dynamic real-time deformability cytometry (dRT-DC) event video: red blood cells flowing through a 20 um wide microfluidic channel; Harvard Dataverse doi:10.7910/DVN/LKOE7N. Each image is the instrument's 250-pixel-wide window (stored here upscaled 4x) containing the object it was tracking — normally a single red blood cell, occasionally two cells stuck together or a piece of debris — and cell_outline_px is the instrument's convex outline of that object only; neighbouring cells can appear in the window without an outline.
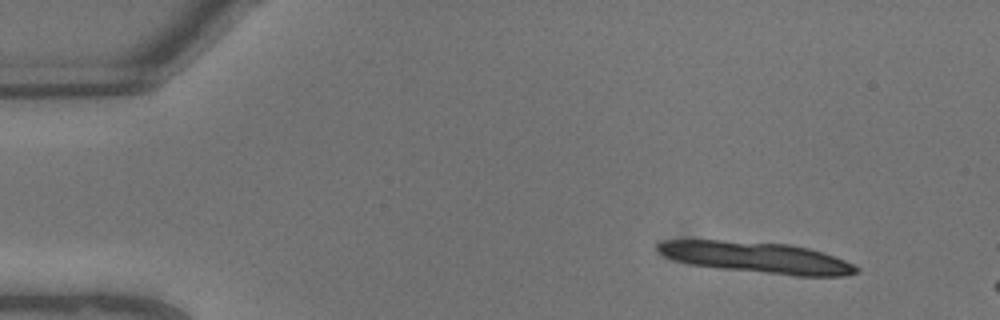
{"species": "common noctule bat (a hibernating species)", "species_latin": "Nyctalus noctula", "temperature_condition": "warm", "stored_images_in_passage": 5, "camera_frame_rate_fps": 3000, "um_per_image_px": 0.085, "animal": {"sex": "male", "body_mass_g": 13.3}, "frame": {"image": 1, "passage_image": 1, "time_ms": 0.0, "image_size_px": [1000, 320], "cell_outline_px": [[860, 272], [844, 276], [796, 276], [720, 268], [692, 264], [676, 260], [660, 252], [656, 248], [656, 244], [664, 240], [724, 240], [792, 244], [824, 252], [844, 260], [860, 268]], "centroid_in_image_um": [64.38, 21.88], "position_along_channel_um": 20.6, "area_um2": 35.89}}